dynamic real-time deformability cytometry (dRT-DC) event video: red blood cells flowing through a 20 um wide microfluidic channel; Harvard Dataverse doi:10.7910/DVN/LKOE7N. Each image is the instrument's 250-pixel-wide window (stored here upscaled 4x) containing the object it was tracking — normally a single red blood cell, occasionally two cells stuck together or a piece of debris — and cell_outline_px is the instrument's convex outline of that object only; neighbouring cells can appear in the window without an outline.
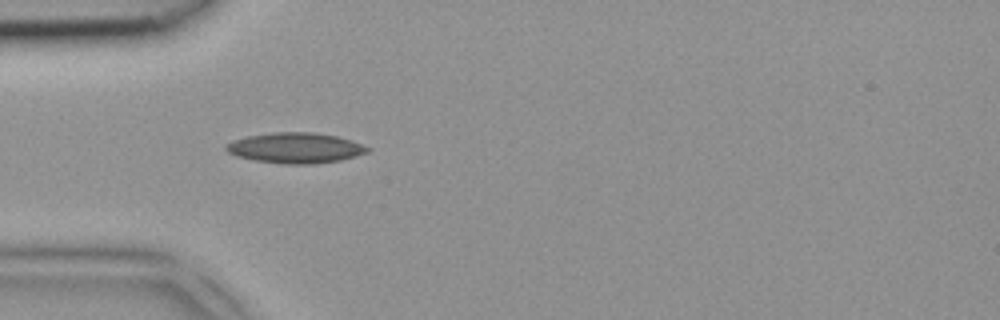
{"species": "common noctule bat (a hibernating species)", "species_latin": "Nyctalus noctula", "temperature_condition": "room temperature", "stored_images_in_passage": 3, "camera_frame_rate_fps": 3000, "um_per_image_px": 0.085, "animal": {"sex": "female", "body_mass_g": 18.4}, "frame": {"image": 1, "passage_image": 3, "time_ms": 0.667, "image_size_px": [1000, 320], "cell_outline_px": [[372, 148], [368, 152], [340, 160], [308, 164], [284, 164], [256, 160], [236, 156], [228, 152], [224, 148], [224, 144], [232, 140], [248, 136], [272, 132], [312, 132], [336, 136], [352, 140]], "centroid_in_image_um": [25.09, 12.56], "position_along_channel_um": 59.9, "area_um2": 25.09}}